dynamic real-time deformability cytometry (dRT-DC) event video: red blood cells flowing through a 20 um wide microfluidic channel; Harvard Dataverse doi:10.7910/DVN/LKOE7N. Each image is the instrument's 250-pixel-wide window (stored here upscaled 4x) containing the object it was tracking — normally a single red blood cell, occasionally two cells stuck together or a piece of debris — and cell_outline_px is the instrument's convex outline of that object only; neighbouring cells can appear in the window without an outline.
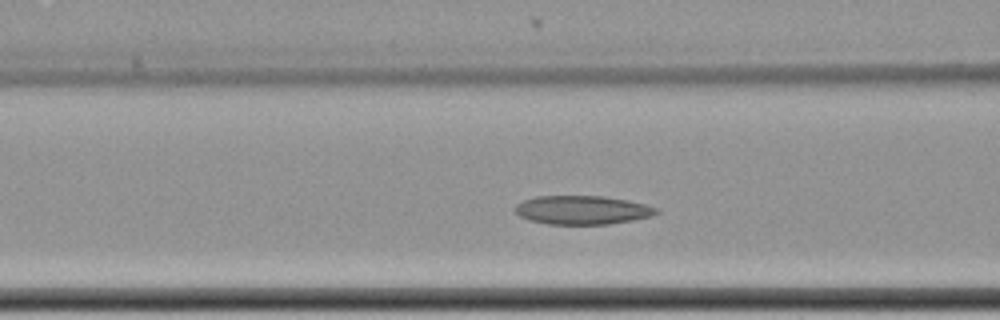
{"species": "common noctule bat (a hibernating species)", "species_latin": "Nyctalus noctula", "temperature_condition": "cold", "stored_images_in_passage": 55, "camera_frame_rate_fps": 3000, "um_per_image_px": 0.085, "animal": {"sex": "female", "body_mass_g": 22.7, "forearm_length_mm": 54.2}, "frame": {"image": 1, "passage_image": 19, "time_ms": 6.0, "image_size_px": [1000, 320], "cell_outline_px": [[660, 212], [652, 216], [632, 220], [608, 224], [548, 224], [528, 220], [520, 216], [516, 212], [516, 204], [524, 200], [536, 196], [604, 196], [628, 200], [660, 208]], "centroid_in_image_um": [49.52, 17.85], "position_along_channel_um": 117.1, "area_um2": 23.7}}
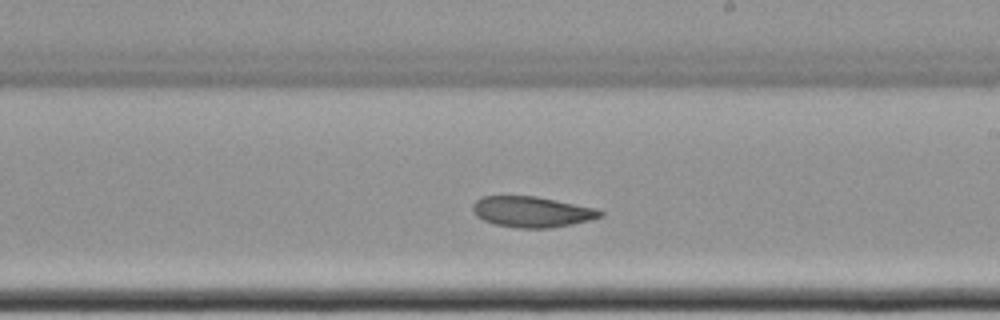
{"frame": {"image": 2, "passage_image": 30, "time_ms": 9.667, "image_size_px": [1000, 320], "cell_outline_px": [[604, 216], [572, 224], [548, 228], [520, 228], [496, 224], [484, 220], [476, 216], [472, 212], [472, 204], [476, 200], [484, 196], [536, 196], [600, 208], [604, 212]], "centroid_in_image_um": [45.25, 17.99], "position_along_channel_um": 243.8, "area_um2": 23.0}}
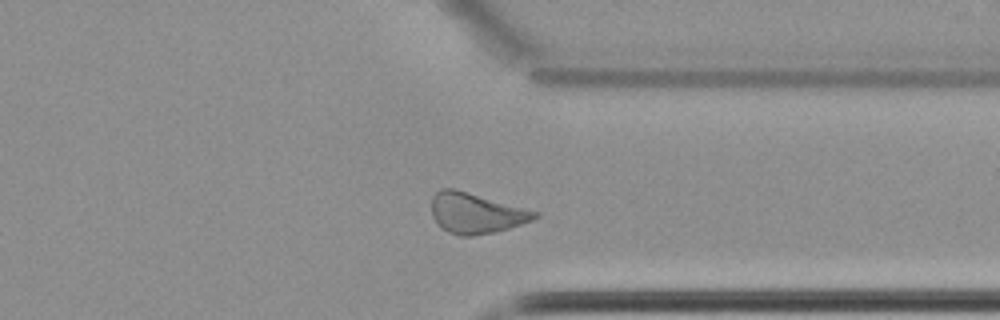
{"frame": {"image": 3, "passage_image": 41, "time_ms": 13.333, "image_size_px": [1000, 320], "cell_outline_px": [[540, 216], [532, 220], [496, 232], [472, 236], [460, 236], [448, 232], [440, 228], [436, 224], [432, 216], [432, 196], [440, 188], [456, 188], [540, 212]], "centroid_in_image_um": [40.44, 18.11], "position_along_channel_um": 371.0, "area_um2": 24.68}, "authors_computed_cell_mechanics": {"area_um2": 24.565, "velocity_mm_per_s": 3.4628, "shape_relaxation_time_tau1_ms": null, "shape_relaxation_time_tau2_ms": 8.6277, "deformation_change_tau1": null, "deformation_change_tau2": 0.1255}}